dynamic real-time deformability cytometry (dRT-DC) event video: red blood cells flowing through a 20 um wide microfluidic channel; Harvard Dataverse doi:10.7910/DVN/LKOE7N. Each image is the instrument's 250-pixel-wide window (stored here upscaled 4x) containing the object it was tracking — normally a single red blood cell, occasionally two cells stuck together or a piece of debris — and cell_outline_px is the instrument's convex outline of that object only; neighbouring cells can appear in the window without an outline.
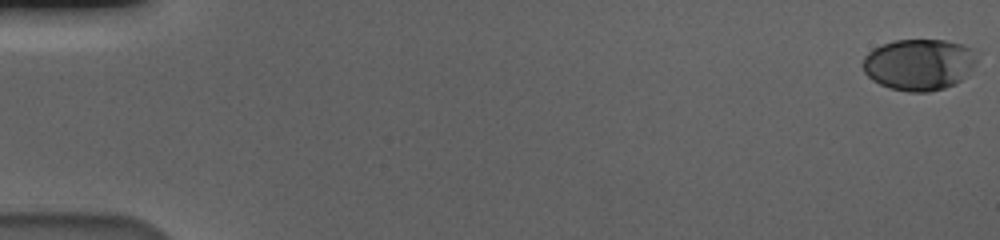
{"species": "human", "species_latin": "Homo sapiens", "temperature_condition": "cold", "stored_images_in_passage": 59, "camera_frame_rate_fps": 3000, "um_per_image_px": 0.085, "donor": {"sex": "male"}, "frame": {"image": 1, "passage_image": 1, "time_ms": 0.0, "image_size_px": [1000, 240], "cell_outline_px": [[980, 52], [968, 76], [956, 84], [944, 88], [928, 92], [908, 92], [888, 88], [872, 80], [864, 72], [864, 56], [868, 52], [884, 44], [896, 40], [944, 40], [964, 44]], "centroid_in_image_um": [78.18, 5.49], "position_along_channel_um": 6.8, "area_um2": 34.51}}
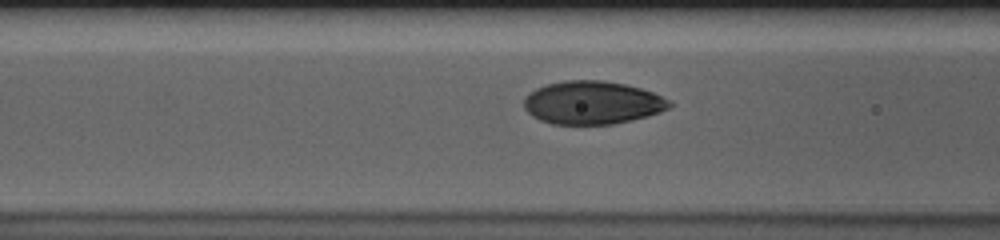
{"frame": {"image": 2, "passage_image": 25, "time_ms": 8.0, "image_size_px": [1000, 240], "cell_outline_px": [[672, 104], [668, 108], [660, 112], [648, 116], [632, 120], [612, 124], [552, 124], [540, 120], [532, 116], [524, 108], [524, 96], [536, 88], [548, 84], [564, 80], [600, 80], [624, 84], [640, 88], [652, 92], [668, 100]], "centroid_in_image_um": [50.32, 8.73], "position_along_channel_um": 116.3, "area_um2": 36.47}}
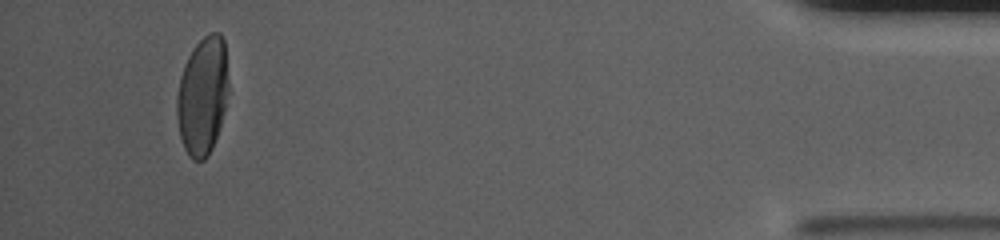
{"frame": {"image": 3, "passage_image": 56, "time_ms": 18.333, "image_size_px": [1000, 240], "cell_outline_px": [[228, 92], [220, 124], [212, 148], [208, 156], [204, 160], [192, 160], [188, 156], [184, 148], [180, 136], [176, 116], [176, 100], [180, 76], [184, 64], [188, 56], [196, 44], [208, 32], [220, 32], [224, 40], [228, 84]], "centroid_in_image_um": [17.2, 8.14], "position_along_channel_um": 418.0, "area_um2": 35.55}, "authors_computed_cell_mechanics": {"area_um2": 35.547, "velocity_mm_per_s": 3.5738, "shape_relaxation_time_tau1_ms": 3.4817, "shape_relaxation_time_tau2_ms": null, "deformation_change_tau1": 0.1712, "deformation_change_tau2": null}}